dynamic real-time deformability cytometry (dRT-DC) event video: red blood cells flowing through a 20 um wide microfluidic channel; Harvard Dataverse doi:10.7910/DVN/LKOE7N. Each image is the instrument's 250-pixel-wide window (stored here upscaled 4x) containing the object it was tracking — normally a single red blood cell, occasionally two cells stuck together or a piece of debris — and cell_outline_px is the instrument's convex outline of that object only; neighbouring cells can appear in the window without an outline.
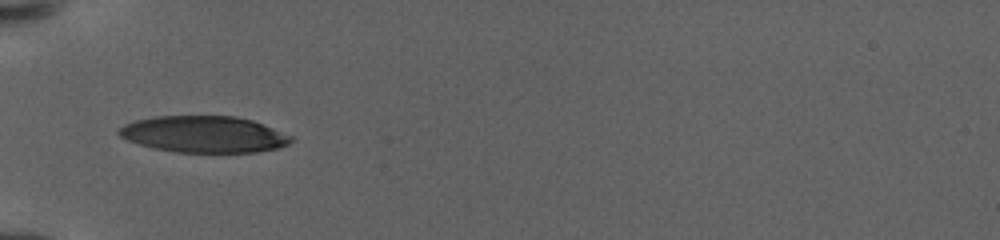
{"species": "human", "species_latin": "Homo sapiens", "temperature_condition": "warm", "stored_images_in_passage": 77, "camera_frame_rate_fps": 3000, "um_per_image_px": 0.085, "donor": {"sex": "female"}, "frame": {"image": 1, "passage_image": 1, "time_ms": 0.0, "image_size_px": [1000, 240], "cell_outline_px": [[292, 140], [288, 144], [280, 148], [256, 152], [176, 152], [152, 148], [128, 140], [120, 136], [116, 132], [124, 124], [136, 120], [156, 116], [236, 116], [252, 120], [292, 136]], "centroid_in_image_um": [17.33, 11.41], "position_along_channel_um": 67.7, "area_um2": 36.53}}
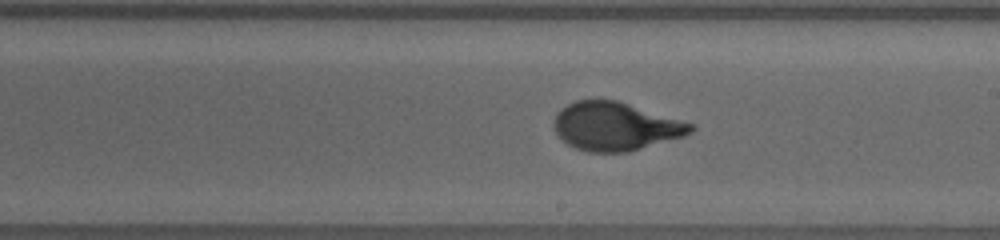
{"frame": {"image": 2, "passage_image": 20, "time_ms": 6.0, "image_size_px": [1000, 240], "cell_outline_px": [[696, 128], [692, 132], [684, 136], [628, 152], [588, 152], [576, 148], [568, 144], [556, 132], [552, 124], [560, 108], [576, 100], [616, 100], [696, 124]], "centroid_in_image_um": [52.34, 10.74], "position_along_channel_um": 236.7, "area_um2": 38.44}}
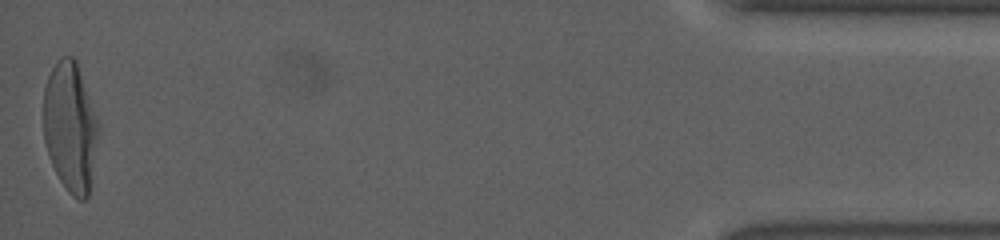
{"frame": {"image": 3, "passage_image": 76, "time_ms": 15.333, "image_size_px": [1000, 240], "cell_outline_px": [[100, 124], [88, 196], [84, 200], [80, 200], [72, 196], [68, 192], [60, 180], [52, 164], [44, 140], [44, 88], [48, 76], [52, 68], [60, 56], [72, 56], [76, 60], [100, 120]], "centroid_in_image_um": [5.99, 10.75], "position_along_channel_um": 429.2, "area_um2": 41.73}, "authors_computed_cell_mechanics": {"area_um2": 38.3214, "velocity_mm_per_s": 2.9031, "shape_relaxation_time_tau1_ms": 5.0488, "shape_relaxation_time_tau2_ms": null, "deformation_change_tau1": 0.24, "deformation_change_tau2": null}}